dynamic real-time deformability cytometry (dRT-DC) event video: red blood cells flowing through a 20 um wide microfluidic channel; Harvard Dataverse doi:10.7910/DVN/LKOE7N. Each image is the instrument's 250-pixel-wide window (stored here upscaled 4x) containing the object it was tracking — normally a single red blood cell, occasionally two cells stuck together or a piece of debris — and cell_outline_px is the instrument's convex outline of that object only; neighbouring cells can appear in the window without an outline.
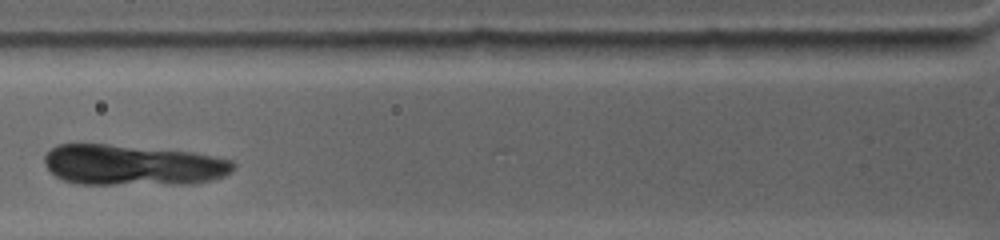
{"species": "common noctule bat (a hibernating species)", "species_latin": "Nyctalus noctula", "temperature_condition": "warm", "stored_images_in_passage": 3, "camera_frame_rate_fps": 4500, "um_per_image_px": 0.085, "animal": {"sex": "female", "body_mass_g": 19.0, "forearm_length_mm": 53.3}, "frame": {"image": 1, "passage_image": 3, "time_ms": 0.667, "image_size_px": [1000, 240], "cell_outline_px": [[960, 48], [896, 56], [844, 56], [832, 40], [960, 40]], "centroid_in_image_um": [75.9, 4.0], "position_along_channel_um": 49.9, "area_um2": 12.25}}